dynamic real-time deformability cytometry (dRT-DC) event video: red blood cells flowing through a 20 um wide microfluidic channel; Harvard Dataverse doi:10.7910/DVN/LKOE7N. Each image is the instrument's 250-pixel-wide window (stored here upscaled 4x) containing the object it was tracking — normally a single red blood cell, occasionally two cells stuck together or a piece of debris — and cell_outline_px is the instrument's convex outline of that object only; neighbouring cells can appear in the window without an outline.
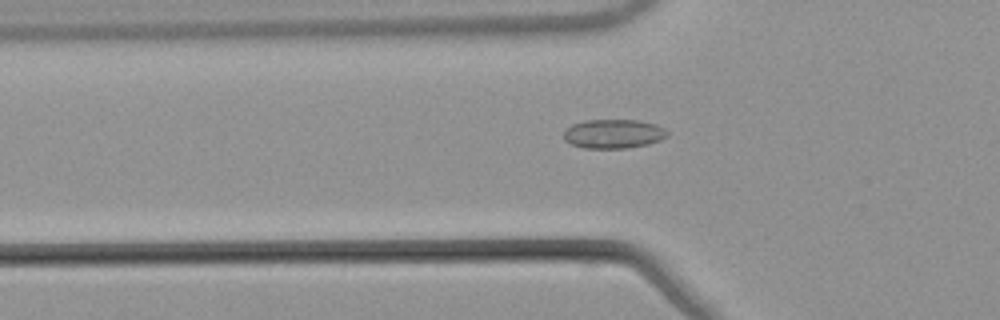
{"species": "common noctule bat (a hibernating species)", "species_latin": "Nyctalus noctula", "temperature_condition": "warm", "stored_images_in_passage": 42, "camera_frame_rate_fps": 3000, "um_per_image_px": 0.085, "animal": {"sex": "male", "body_mass_g": 21.5, "forearm_length_mm": 52.0}, "frame": {"image": 1, "passage_image": 7, "time_ms": 2.0, "image_size_px": [1000, 320], "cell_outline_px": [[668, 136], [660, 140], [648, 144], [624, 148], [584, 148], [572, 144], [564, 140], [564, 128], [572, 124], [584, 120], [636, 120], [656, 124], [664, 128], [668, 132]], "centroid_in_image_um": [52.13, 11.36], "position_along_channel_um": 73.7, "area_um2": 17.63}}
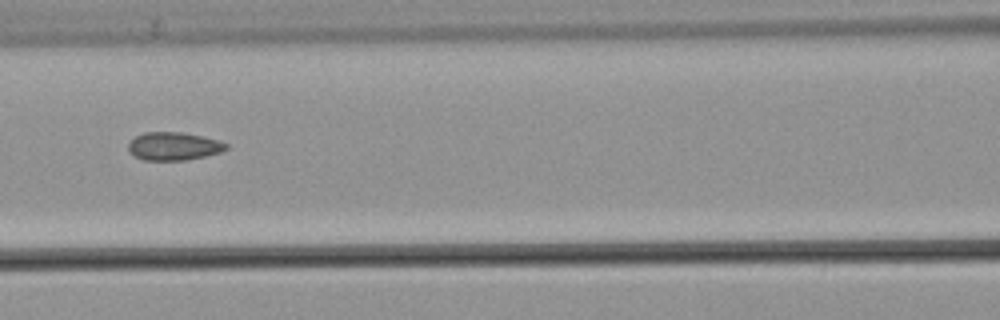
{"frame": {"image": 2, "passage_image": 13, "time_ms": 4.0, "image_size_px": [1000, 320], "cell_outline_px": [[228, 148], [220, 152], [204, 156], [184, 160], [144, 160], [128, 152], [128, 144], [136, 136], [144, 132], [184, 132], [216, 140], [228, 144]], "centroid_in_image_um": [14.74, 12.42], "position_along_channel_um": 151.9, "area_um2": 15.84}}
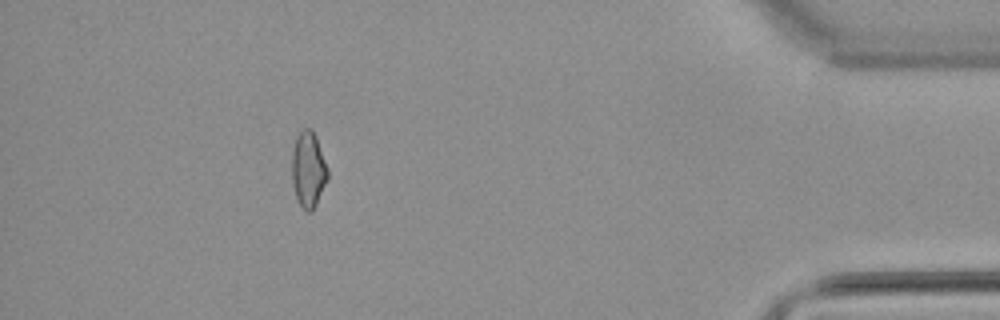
{"frame": {"image": 3, "passage_image": 37, "time_ms": 12.0, "image_size_px": [1000, 320], "cell_outline_px": [[328, 180], [312, 212], [308, 212], [300, 204], [296, 196], [292, 180], [292, 152], [296, 136], [304, 128], [312, 128], [316, 136], [328, 168]], "centroid_in_image_um": [26.22, 14.38], "position_along_channel_um": 409.0, "area_um2": 15.84}, "authors_computed_cell_mechanics": {"area_um2": 15.8372, "velocity_mm_per_s": 3.8764, "shape_relaxation_time_tau1_ms": null, "shape_relaxation_time_tau2_ms": 2.3496, "deformation_change_tau1": null, "deformation_change_tau2": 0.0803}}